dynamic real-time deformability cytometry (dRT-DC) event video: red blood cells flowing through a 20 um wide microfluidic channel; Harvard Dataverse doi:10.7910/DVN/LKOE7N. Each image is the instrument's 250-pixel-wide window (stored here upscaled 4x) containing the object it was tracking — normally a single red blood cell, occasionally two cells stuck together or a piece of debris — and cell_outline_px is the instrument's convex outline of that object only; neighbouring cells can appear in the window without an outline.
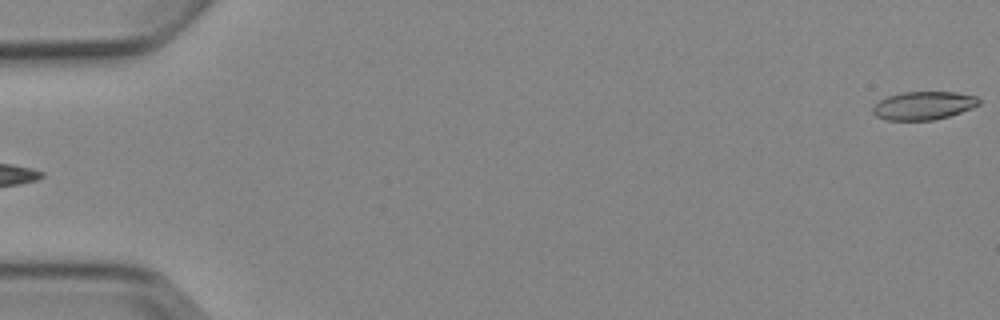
{"species": "Egyptian fruit bat (a non-hibernating species)", "species_latin": "Rousettus aegyptiacus", "temperature_condition": "cold", "stored_images_in_passage": 4, "camera_frame_rate_fps": 3000, "um_per_image_px": 0.085, "animal": {"sex": "female"}, "frame": {"image": 1, "passage_image": 4, "time_ms": 4.333, "image_size_px": [1000, 320], "cell_outline_px": [[980, 104], [972, 108], [948, 116], [932, 120], [884, 120], [876, 116], [872, 112], [872, 108], [880, 100], [888, 96], [900, 92], [956, 92], [976, 96], [980, 100]], "centroid_in_image_um": [78.49, 8.97], "position_along_channel_um": 6.5, "area_um2": 17.46}}